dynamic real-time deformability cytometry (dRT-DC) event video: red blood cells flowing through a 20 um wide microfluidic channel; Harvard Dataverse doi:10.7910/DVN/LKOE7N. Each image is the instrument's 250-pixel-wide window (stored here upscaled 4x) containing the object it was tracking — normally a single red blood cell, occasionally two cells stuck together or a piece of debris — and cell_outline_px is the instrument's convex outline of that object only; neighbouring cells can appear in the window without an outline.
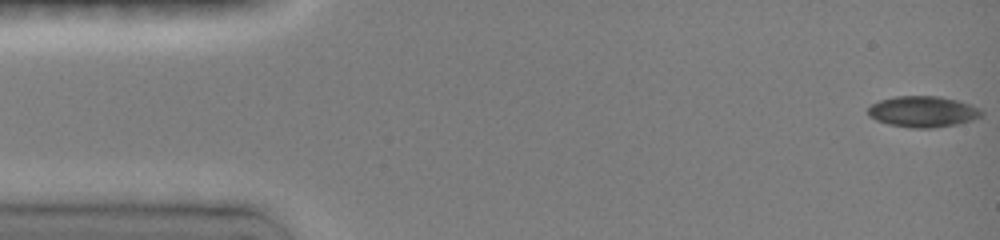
{"species": "common noctule bat (a hibernating species)", "species_latin": "Nyctalus noctula", "temperature_condition": "room temperature", "stored_images_in_passage": 12, "camera_frame_rate_fps": 3000, "um_per_image_px": 0.085, "animal": {"sex": "female", "body_mass_g": 19.0, "forearm_length_mm": 51.5}, "frame": {"image": 1, "passage_image": 1, "time_ms": 0.0, "image_size_px": [1000, 240], "cell_outline_px": [[984, 112], [980, 116], [972, 120], [956, 124], [932, 128], [912, 128], [888, 124], [876, 120], [868, 116], [868, 108], [872, 104], [880, 100], [896, 96], [940, 96], [972, 104], [980, 108]], "centroid_in_image_um": [78.45, 9.48], "position_along_channel_um": 6.5, "area_um2": 20.58}}
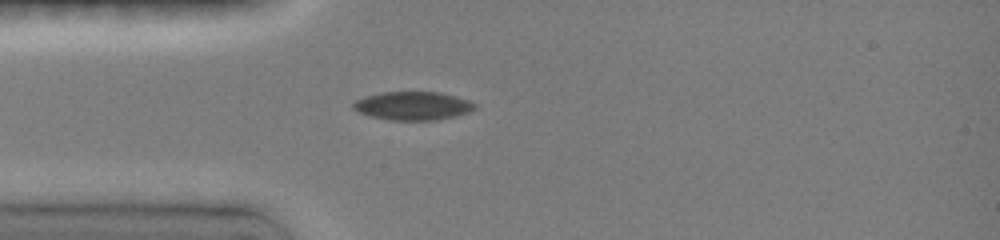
{"frame": {"image": 2, "passage_image": 11, "time_ms": 4.0, "image_size_px": [1000, 240], "cell_outline_px": [[476, 108], [468, 112], [456, 116], [436, 120], [392, 120], [368, 116], [356, 112], [352, 108], [352, 104], [356, 100], [364, 96], [384, 92], [440, 92], [468, 100], [476, 104]], "centroid_in_image_um": [35.05, 9.0], "position_along_channel_um": 49.9, "area_um2": 20.23}}